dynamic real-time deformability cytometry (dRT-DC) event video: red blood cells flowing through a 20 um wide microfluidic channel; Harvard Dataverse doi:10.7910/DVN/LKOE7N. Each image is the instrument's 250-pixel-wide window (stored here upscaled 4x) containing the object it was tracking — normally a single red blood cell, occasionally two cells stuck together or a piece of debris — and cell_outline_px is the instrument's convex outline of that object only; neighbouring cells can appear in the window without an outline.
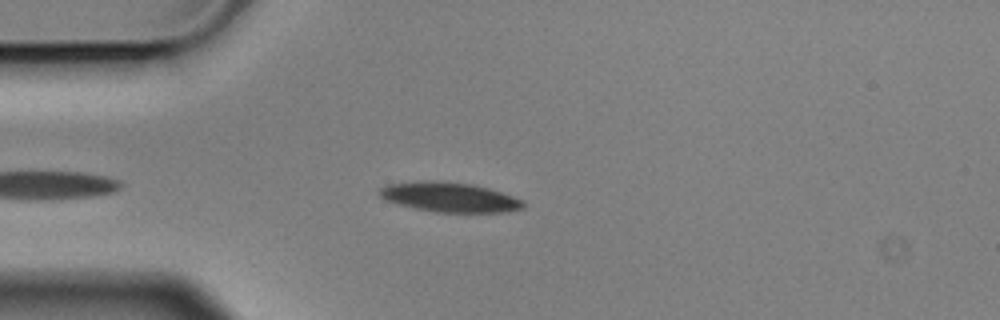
{"species": "Egyptian fruit bat (a non-hibernating species)", "species_latin": "Rousettus aegyptiacus", "temperature_condition": "cold", "stored_images_in_passage": 5, "camera_frame_rate_fps": 3000, "um_per_image_px": 0.085, "animal": {"sex": "male"}, "frame": {"image": 1, "passage_image": 1, "time_ms": 0.0, "image_size_px": [1000, 320], "cell_outline_px": [[524, 208], [504, 212], [436, 212], [412, 208], [396, 204], [384, 200], [380, 196], [380, 188], [388, 184], [420, 180], [440, 180], [472, 184], [488, 188], [524, 200]], "centroid_in_image_um": [38.17, 16.75], "position_along_channel_um": 46.8, "area_um2": 25.09}}
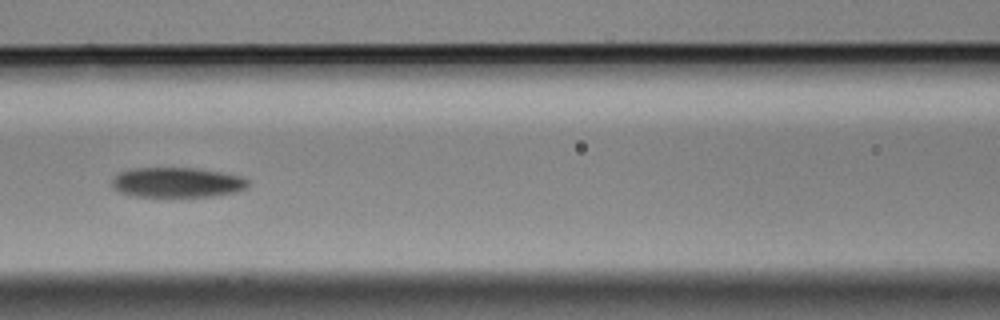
{"frame": {"image": 2, "passage_image": 4, "time_ms": 1.0, "image_size_px": [1000, 320], "cell_outline_px": [[248, 188], [236, 192], [212, 196], [132, 196], [120, 192], [112, 188], [112, 180], [120, 172], [132, 168], [196, 168], [244, 176], [248, 180]], "centroid_in_image_um": [15.07, 15.5], "position_along_channel_um": 151.5, "area_um2": 23.81}}
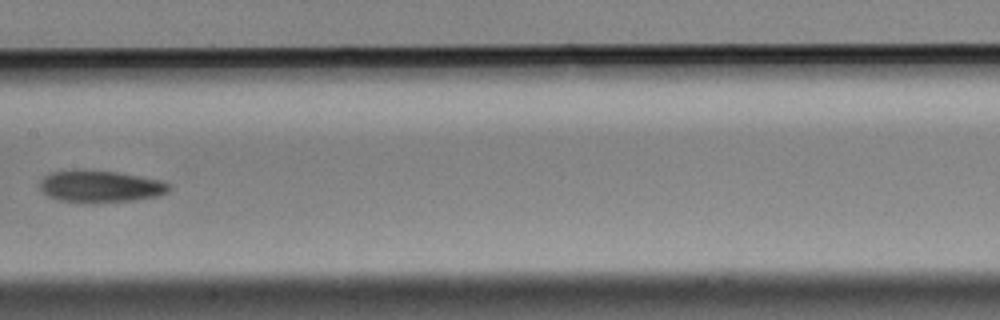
{"frame": {"image": 3, "passage_image": 5, "time_ms": 1.333, "image_size_px": [1000, 320], "cell_outline_px": [[172, 188], [168, 192], [156, 196], [136, 200], [92, 204], [84, 204], [56, 200], [40, 192], [40, 180], [44, 176], [52, 172], [76, 168], [84, 168], [116, 172], [164, 180], [172, 184]], "centroid_in_image_um": [8.51, 15.85], "position_along_channel_um": 198.9, "area_um2": 25.2}}